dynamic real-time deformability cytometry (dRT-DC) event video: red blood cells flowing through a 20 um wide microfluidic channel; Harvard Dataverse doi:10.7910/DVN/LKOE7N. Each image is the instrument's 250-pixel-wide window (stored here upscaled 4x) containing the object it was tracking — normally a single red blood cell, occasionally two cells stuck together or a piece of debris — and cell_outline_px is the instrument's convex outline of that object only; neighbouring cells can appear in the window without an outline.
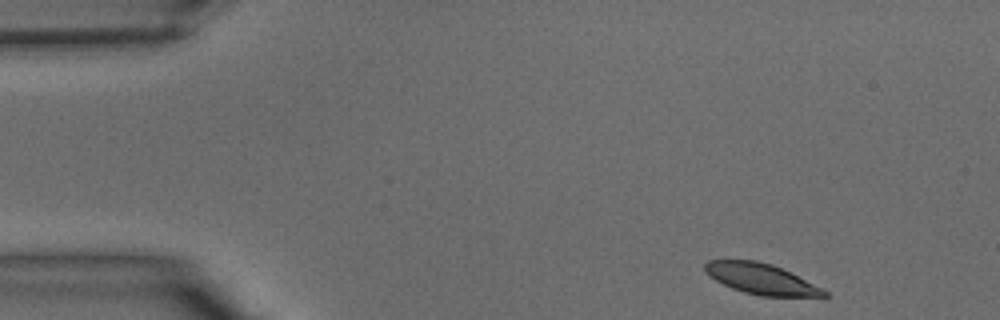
{"species": "common noctule bat (a hibernating species)", "species_latin": "Nyctalus noctula", "temperature_condition": "warm", "stored_images_in_passage": 37, "camera_frame_rate_fps": 3000, "um_per_image_px": 0.085, "animal": {"sex": "male", "body_mass_g": 15.6}, "frame": {"image": 1, "passage_image": 1, "time_ms": 0.0, "image_size_px": [1000, 320], "cell_outline_px": [[828, 296], [760, 296], [744, 292], [732, 288], [716, 280], [704, 272], [704, 264], [708, 260], [756, 260], [772, 264], [828, 292]], "centroid_in_image_um": [64.62, 23.69], "position_along_channel_um": 20.4, "area_um2": 20.81}}
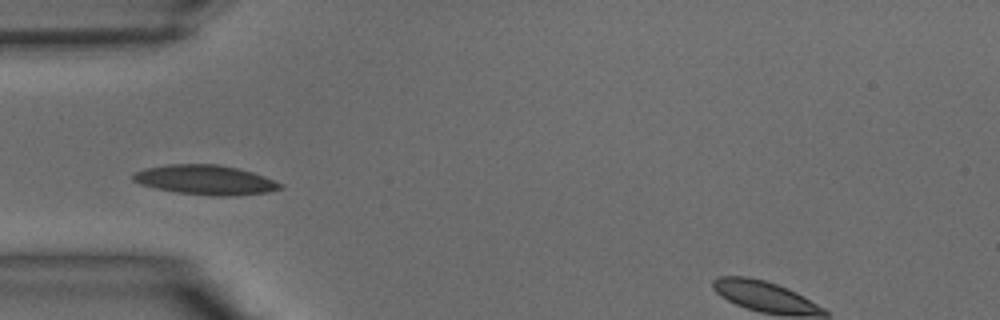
{"frame": {"image": 2, "passage_image": 9, "time_ms": 2.667, "image_size_px": [1000, 320], "cell_outline_px": [[284, 188], [268, 192], [232, 196], [212, 196], [176, 192], [156, 188], [140, 184], [132, 180], [132, 176], [136, 172], [144, 168], [168, 164], [220, 164], [252, 172], [264, 176], [284, 184]], "centroid_in_image_um": [17.48, 15.29], "position_along_channel_um": 67.5, "area_um2": 25.49}}
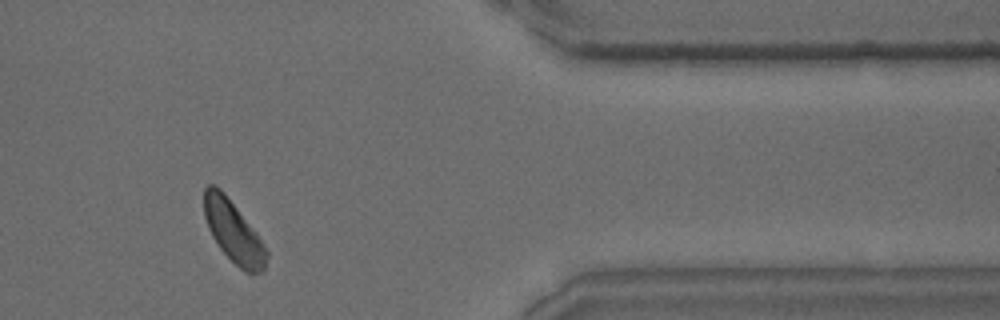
{"frame": {"image": 3, "passage_image": 30, "time_ms": 9.667, "image_size_px": [1000, 320], "cell_outline_px": [[268, 256], [264, 272], [248, 272], [240, 268], [220, 248], [212, 236], [208, 228], [204, 216], [204, 188], [208, 184], [212, 184], [220, 188], [224, 192], [256, 232], [264, 244], [268, 252]], "centroid_in_image_um": [19.84, 19.67], "position_along_channel_um": 391.6, "area_um2": 22.2}}